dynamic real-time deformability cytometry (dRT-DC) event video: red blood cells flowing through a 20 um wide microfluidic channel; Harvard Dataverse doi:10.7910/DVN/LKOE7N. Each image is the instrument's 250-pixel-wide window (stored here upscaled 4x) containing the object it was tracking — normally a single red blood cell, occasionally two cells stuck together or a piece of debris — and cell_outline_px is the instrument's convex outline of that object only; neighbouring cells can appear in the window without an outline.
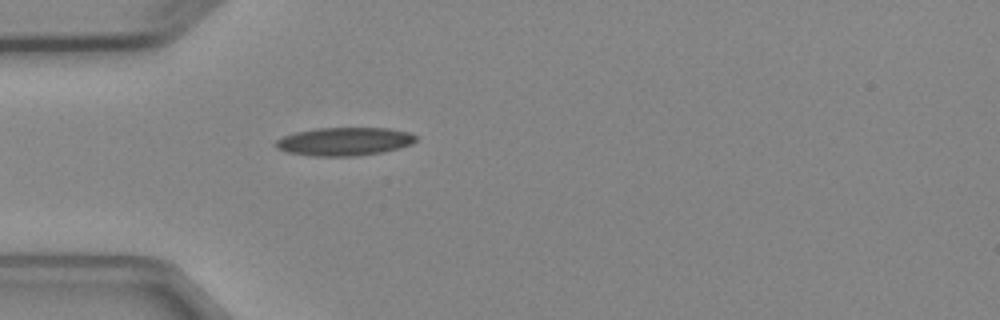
{"species": "Egyptian fruit bat (a non-hibernating species)", "species_latin": "Rousettus aegyptiacus", "temperature_condition": "cold", "stored_images_in_passage": 5, "camera_frame_rate_fps": 3000, "um_per_image_px": 0.085, "animal": {"sex": "female"}, "frame": {"image": 1, "passage_image": 5, "time_ms": 4.333, "image_size_px": [1000, 320], "cell_outline_px": [[416, 140], [412, 144], [400, 148], [380, 152], [356, 156], [312, 156], [288, 152], [276, 148], [276, 140], [284, 136], [296, 132], [316, 128], [388, 128], [408, 132], [416, 136]], "centroid_in_image_um": [29.28, 12.02], "position_along_channel_um": 55.7, "area_um2": 22.95}}